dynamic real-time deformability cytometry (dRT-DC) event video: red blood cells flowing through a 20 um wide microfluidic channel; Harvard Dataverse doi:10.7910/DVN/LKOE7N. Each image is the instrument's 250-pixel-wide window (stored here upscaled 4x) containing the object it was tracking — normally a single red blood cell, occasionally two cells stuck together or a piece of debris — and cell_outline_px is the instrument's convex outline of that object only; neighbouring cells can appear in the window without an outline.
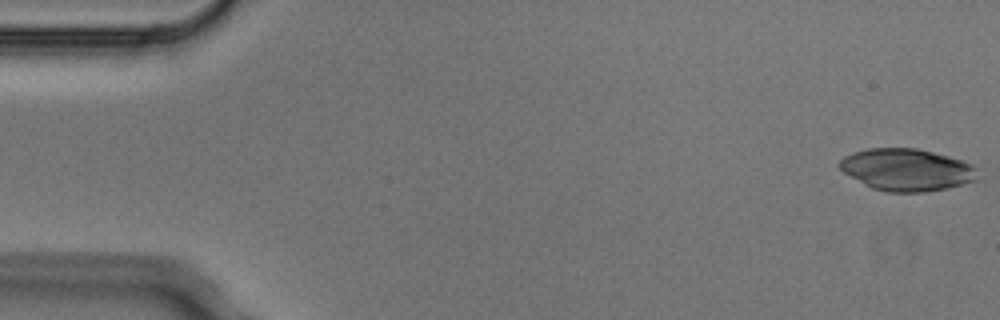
{"species": "Egyptian fruit bat (a non-hibernating species)", "species_latin": "Rousettus aegyptiacus", "temperature_condition": "cold", "stored_images_in_passage": 4, "camera_frame_rate_fps": 3000, "um_per_image_px": 0.085, "animal": {"sex": "male"}, "frame": {"image": 1, "passage_image": 1, "time_ms": 0.0, "image_size_px": [1000, 320], "cell_outline_px": [[976, 180], [944, 188], [924, 192], [888, 192], [872, 188], [844, 172], [836, 164], [844, 156], [852, 152], [868, 148], [916, 148], [964, 160], [972, 164], [976, 168]], "centroid_in_image_um": [77.04, 14.41], "position_along_channel_um": 8.0, "area_um2": 33.64}}